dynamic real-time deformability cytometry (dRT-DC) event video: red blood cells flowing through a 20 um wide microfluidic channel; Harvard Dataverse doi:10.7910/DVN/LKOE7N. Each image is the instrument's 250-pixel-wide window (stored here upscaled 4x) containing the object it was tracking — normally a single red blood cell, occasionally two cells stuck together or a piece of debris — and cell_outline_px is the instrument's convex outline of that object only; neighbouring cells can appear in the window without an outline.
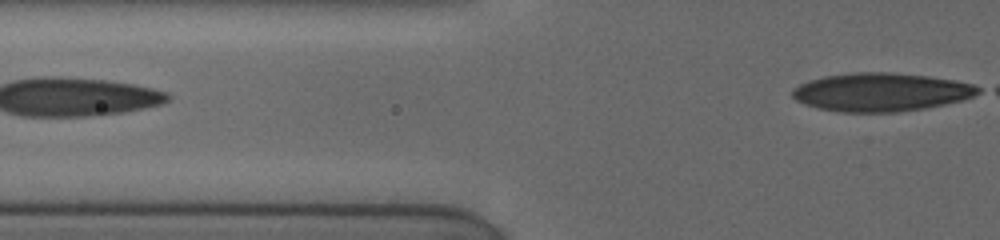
{"species": "human", "species_latin": "Homo sapiens", "temperature_condition": "cold", "stored_images_in_passage": 7, "segment_of_instrument_passage": [2, 2], "camera_frame_rate_fps": 3000, "um_per_image_px": 0.085, "donor": {"sex": "female"}, "frame": {"image": 1, "passage_image": 7, "time_ms": 4.0, "image_size_px": [1000, 240], "cell_outline_px": [[980, 92], [964, 100], [924, 108], [896, 112], [840, 112], [816, 108], [804, 104], [796, 100], [792, 96], [792, 88], [808, 80], [824, 76], [852, 72], [888, 72], [928, 76], [956, 80], [972, 84], [980, 88]], "centroid_in_image_um": [74.85, 7.83], "position_along_channel_um": 50.9, "area_um2": 41.67}}